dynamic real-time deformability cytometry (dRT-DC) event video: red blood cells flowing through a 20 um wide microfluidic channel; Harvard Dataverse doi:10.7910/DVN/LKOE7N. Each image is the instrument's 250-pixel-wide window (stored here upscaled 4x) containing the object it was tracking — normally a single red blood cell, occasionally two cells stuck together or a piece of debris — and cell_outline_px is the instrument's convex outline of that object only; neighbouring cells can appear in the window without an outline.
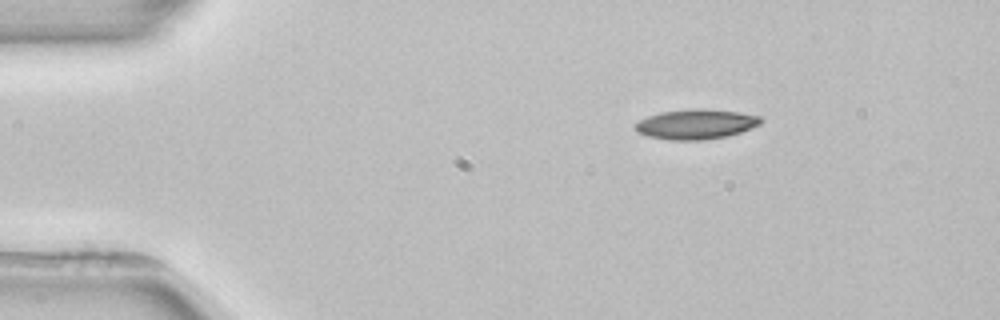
{"species": "common noctule bat (a hibernating species)", "species_latin": "Nyctalus noctula", "temperature_condition": "room temperature", "stored_images_in_passage": 4, "camera_frame_rate_fps": 3000, "um_per_image_px": 0.085, "animal": {"sex": "female", "body_mass_g": 22.7, "forearm_length_mm": 54.2}, "frame": {"image": 1, "passage_image": 1, "time_ms": 0.0, "image_size_px": [1000, 320], "cell_outline_px": [[760, 124], [740, 132], [728, 136], [700, 140], [668, 140], [648, 136], [636, 132], [636, 124], [640, 120], [648, 116], [660, 112], [700, 108], [736, 112], [760, 116]], "centroid_in_image_um": [59.13, 10.56], "position_along_channel_um": 25.9, "area_um2": 21.56}}
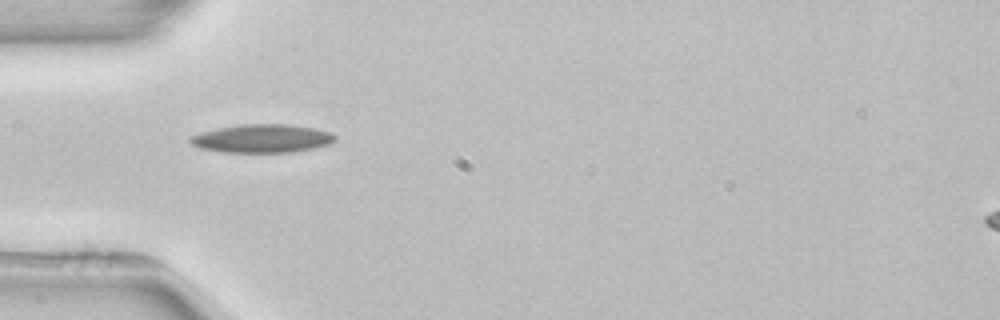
{"frame": {"image": 2, "passage_image": 3, "time_ms": 2.667, "image_size_px": [1000, 320], "cell_outline_px": [[336, 140], [328, 144], [312, 148], [292, 152], [220, 152], [200, 148], [192, 144], [188, 140], [188, 136], [200, 132], [216, 128], [240, 124], [292, 124], [332, 132], [336, 136]], "centroid_in_image_um": [22.24, 11.76], "position_along_channel_um": 62.8, "area_um2": 24.1}}